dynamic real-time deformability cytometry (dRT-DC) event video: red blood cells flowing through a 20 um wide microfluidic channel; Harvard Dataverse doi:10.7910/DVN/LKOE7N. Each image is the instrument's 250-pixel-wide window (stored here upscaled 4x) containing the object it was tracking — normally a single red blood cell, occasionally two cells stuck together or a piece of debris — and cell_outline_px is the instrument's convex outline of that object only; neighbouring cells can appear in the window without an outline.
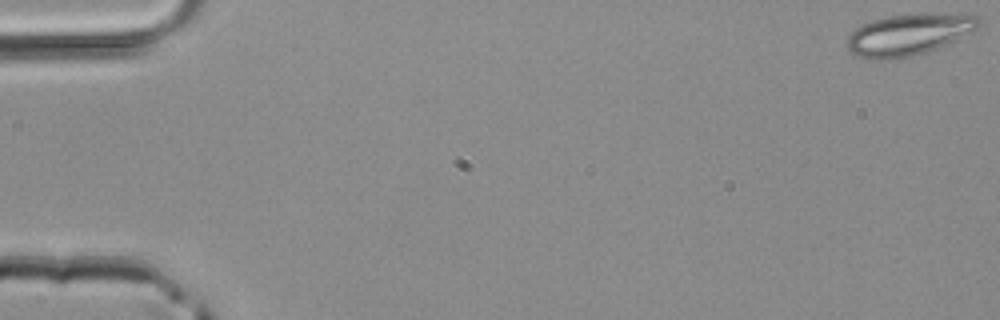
{"species": "common noctule bat (a hibernating species)", "species_latin": "Nyctalus noctula", "temperature_condition": "room temperature", "stored_images_in_passage": 5, "camera_frame_rate_fps": 3000, "um_per_image_px": 0.085, "animal": {"sex": "male", "body_mass_g": 20.4}, "frame": {"image": 1, "passage_image": 1, "time_ms": 0.0, "image_size_px": [1000, 320], "cell_outline_px": [[980, 24], [972, 32], [928, 52], [896, 60], [868, 60], [856, 56], [848, 48], [848, 36], [856, 28], [872, 20], [888, 16], [980, 16]], "centroid_in_image_um": [77.15, 3.02], "position_along_channel_um": 7.9, "area_um2": 30.75}}
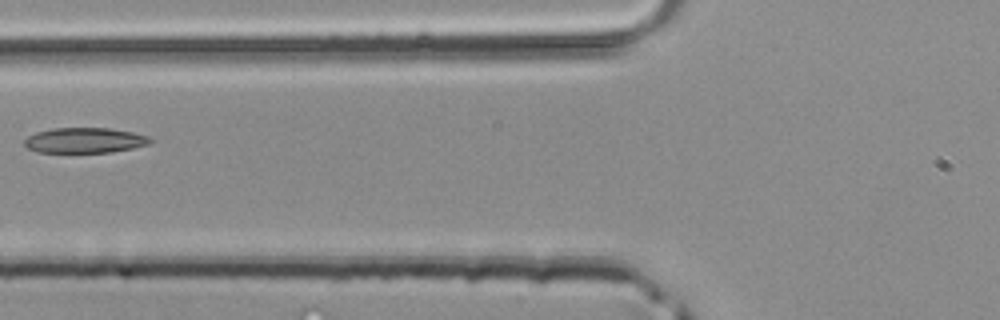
{"frame": {"image": 2, "passage_image": 5, "time_ms": 1.333, "image_size_px": [1000, 320], "cell_outline_px": [[152, 140], [148, 144], [132, 148], [112, 152], [36, 152], [28, 148], [24, 144], [24, 140], [28, 136], [36, 132], [52, 128], [108, 128], [132, 132], [148, 136]], "centroid_in_image_um": [7.17, 11.92], "position_along_channel_um": 118.6, "area_um2": 18.44}}